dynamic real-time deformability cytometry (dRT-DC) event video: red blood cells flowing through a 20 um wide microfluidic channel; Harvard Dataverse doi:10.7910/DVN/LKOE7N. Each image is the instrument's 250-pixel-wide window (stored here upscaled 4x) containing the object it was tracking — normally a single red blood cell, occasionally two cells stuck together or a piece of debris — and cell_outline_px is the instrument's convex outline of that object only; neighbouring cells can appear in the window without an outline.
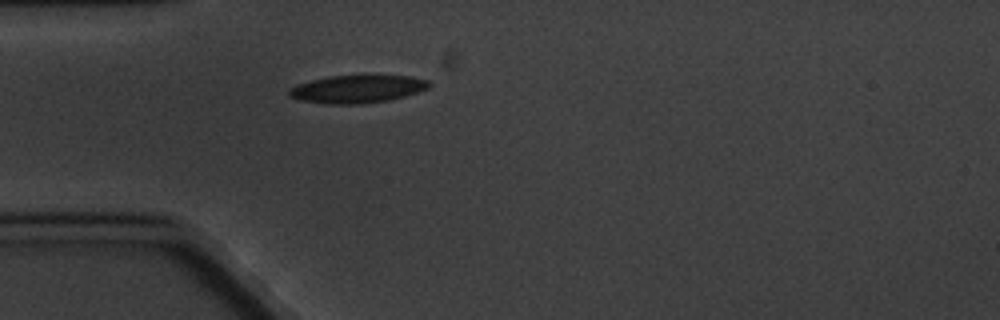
{"species": "common noctule bat (a hibernating species)", "species_latin": "Nyctalus noctula", "temperature_condition": "cold", "stored_images_in_passage": 1, "camera_frame_rate_fps": 3000, "um_per_image_px": 0.085, "animal": {"sex": "male", "body_mass_g": 20.1, "forearm_length_mm": 53.5}, "frame": {"image": 1, "passage_image": 1, "time_ms": 0.0, "image_size_px": [1000, 320], "cell_outline_px": [[432, 84], [428, 88], [404, 96], [388, 100], [360, 104], [324, 104], [300, 100], [288, 96], [288, 88], [312, 80], [328, 76], [364, 72], [408, 76], [428, 80]], "centroid_in_image_um": [30.38, 7.52], "position_along_channel_um": 54.6, "area_um2": 23.64}}